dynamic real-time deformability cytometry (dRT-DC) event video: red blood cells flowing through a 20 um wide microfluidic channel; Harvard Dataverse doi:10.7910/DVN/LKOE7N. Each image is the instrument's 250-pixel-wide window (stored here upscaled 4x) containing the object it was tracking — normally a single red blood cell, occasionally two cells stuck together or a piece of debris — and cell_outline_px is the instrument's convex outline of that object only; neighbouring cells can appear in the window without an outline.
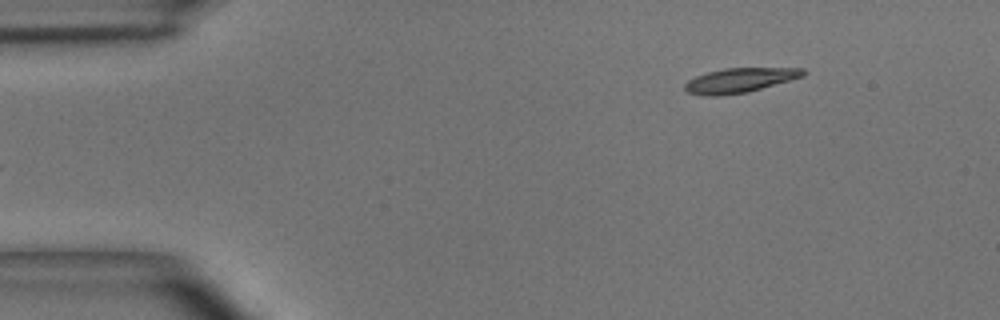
{"species": "common noctule bat (a hibernating species)", "species_latin": "Nyctalus noctula", "temperature_condition": "room temperature", "stored_images_in_passage": 5, "camera_frame_rate_fps": 3000, "um_per_image_px": 0.085, "animal": {"sex": "male", "body_mass_g": 15.6}, "frame": {"image": 1, "passage_image": 5, "time_ms": 1.333, "image_size_px": [1000, 320], "cell_outline_px": [[808, 72], [804, 76], [748, 92], [720, 96], [708, 96], [688, 92], [684, 88], [684, 84], [688, 80], [696, 76], [708, 72], [724, 68], [804, 68]], "centroid_in_image_um": [62.89, 6.82], "position_along_channel_um": 22.1, "area_um2": 16.94}}